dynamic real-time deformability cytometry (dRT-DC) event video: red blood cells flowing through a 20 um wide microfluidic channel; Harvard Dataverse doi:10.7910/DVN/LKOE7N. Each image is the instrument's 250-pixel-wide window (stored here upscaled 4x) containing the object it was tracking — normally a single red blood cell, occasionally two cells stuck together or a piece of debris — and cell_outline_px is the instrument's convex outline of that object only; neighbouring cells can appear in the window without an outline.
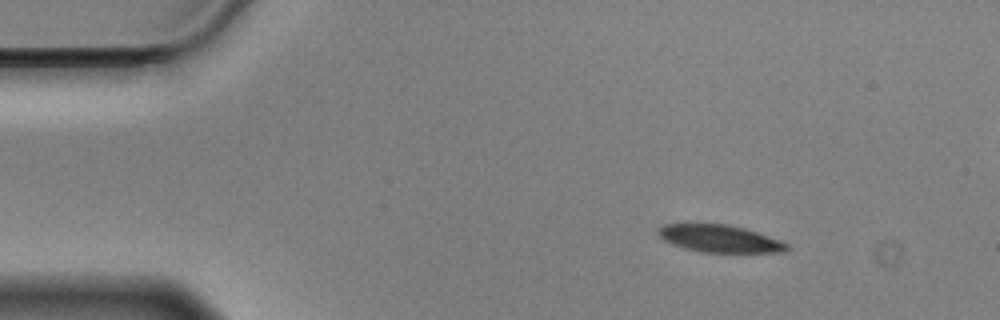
{"species": "Egyptian fruit bat (a non-hibernating species)", "species_latin": "Rousettus aegyptiacus", "temperature_condition": "cold", "stored_images_in_passage": 51, "segment_of_instrument_passage": [1, 2], "camera_frame_rate_fps": 3000, "um_per_image_px": 0.085, "animal": {"sex": "male"}, "frame": {"image": 1, "passage_image": 1, "time_ms": 0.0, "image_size_px": [1000, 320], "cell_outline_px": [[792, 248], [784, 252], [704, 252], [684, 248], [672, 244], [664, 240], [656, 232], [656, 228], [664, 224], [728, 224], [744, 228], [780, 240], [788, 244]], "centroid_in_image_um": [61.17, 20.28], "position_along_channel_um": 23.8, "area_um2": 20.46}}
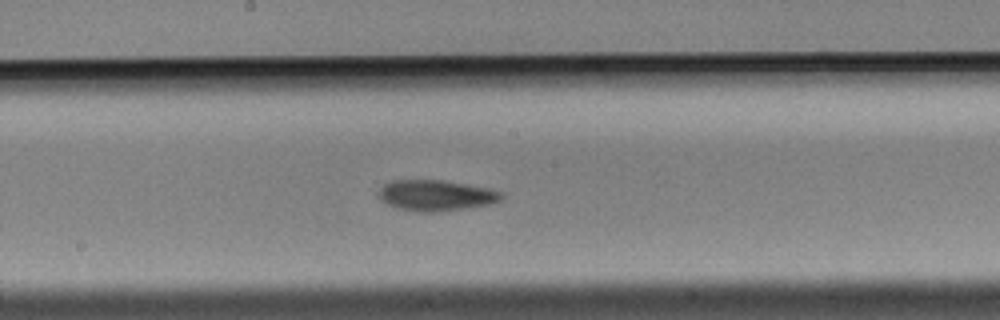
{"frame": {"image": 2, "passage_image": 23, "time_ms": 7.333, "image_size_px": [1000, 320], "cell_outline_px": [[504, 196], [500, 200], [488, 204], [440, 212], [416, 212], [396, 208], [380, 200], [376, 192], [384, 184], [392, 180], [444, 180], [468, 184], [488, 188], [500, 192]], "centroid_in_image_um": [36.99, 16.61], "position_along_channel_um": 211.2, "area_um2": 22.2}}
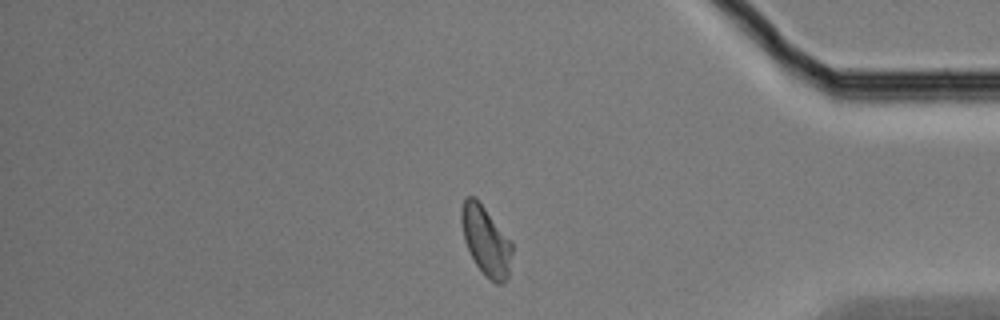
{"frame": {"image": 3, "passage_image": 41, "time_ms": 13.333, "image_size_px": [1000, 320], "cell_outline_px": [[512, 252], [508, 276], [504, 284], [496, 284], [484, 276], [476, 264], [464, 240], [460, 220], [460, 212], [464, 196], [476, 196], [512, 240]], "centroid_in_image_um": [41.3, 20.43], "position_along_channel_um": 393.9, "area_um2": 20.92}}